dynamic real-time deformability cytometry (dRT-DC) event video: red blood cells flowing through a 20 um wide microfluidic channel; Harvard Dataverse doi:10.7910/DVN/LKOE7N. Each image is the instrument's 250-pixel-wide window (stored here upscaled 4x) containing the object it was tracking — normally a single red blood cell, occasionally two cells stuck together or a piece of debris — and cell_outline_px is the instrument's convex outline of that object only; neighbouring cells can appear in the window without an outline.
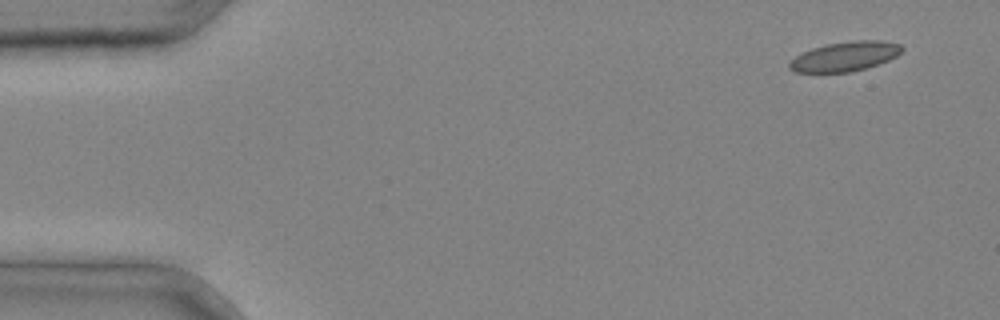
{"species": "common noctule bat (a hibernating species)", "species_latin": "Nyctalus noctula", "temperature_condition": "cold", "stored_images_in_passage": 4, "camera_frame_rate_fps": 3000, "um_per_image_px": 0.085, "animal": {"sex": "male", "body_mass_g": 20.4}, "frame": {"image": 1, "passage_image": 1, "time_ms": 0.0, "image_size_px": [1000, 320], "cell_outline_px": [[904, 48], [896, 56], [888, 60], [852, 72], [796, 72], [788, 68], [788, 64], [796, 56], [812, 48], [828, 44], [852, 40], [880, 40], [900, 44]], "centroid_in_image_um": [71.82, 4.79], "position_along_channel_um": 13.2, "area_um2": 19.13}}